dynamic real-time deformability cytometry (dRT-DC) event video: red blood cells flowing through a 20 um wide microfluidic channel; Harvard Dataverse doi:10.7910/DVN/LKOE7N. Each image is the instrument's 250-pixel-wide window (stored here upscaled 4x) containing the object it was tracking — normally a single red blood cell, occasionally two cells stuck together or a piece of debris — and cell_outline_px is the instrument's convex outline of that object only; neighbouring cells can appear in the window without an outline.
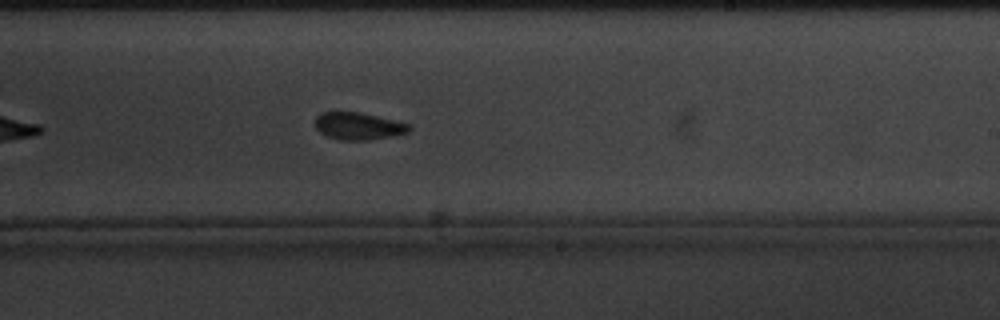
{"species": "common noctule bat (a hibernating species)", "species_latin": "Nyctalus noctula", "temperature_condition": "cold", "stored_images_in_passage": 10, "camera_frame_rate_fps": 3000, "um_per_image_px": 0.085, "animal": {"sex": "male", "body_mass_g": 20.1, "forearm_length_mm": 53.5}, "frame": {"image": 1, "passage_image": 10, "time_ms": 10.333, "image_size_px": [1000, 320], "cell_outline_px": [[412, 128], [408, 132], [368, 140], [340, 140], [328, 136], [320, 132], [316, 128], [316, 116], [320, 112], [360, 112], [412, 124]], "centroid_in_image_um": [30.47, 10.7], "position_along_channel_um": 258.5, "area_um2": 14.85}}